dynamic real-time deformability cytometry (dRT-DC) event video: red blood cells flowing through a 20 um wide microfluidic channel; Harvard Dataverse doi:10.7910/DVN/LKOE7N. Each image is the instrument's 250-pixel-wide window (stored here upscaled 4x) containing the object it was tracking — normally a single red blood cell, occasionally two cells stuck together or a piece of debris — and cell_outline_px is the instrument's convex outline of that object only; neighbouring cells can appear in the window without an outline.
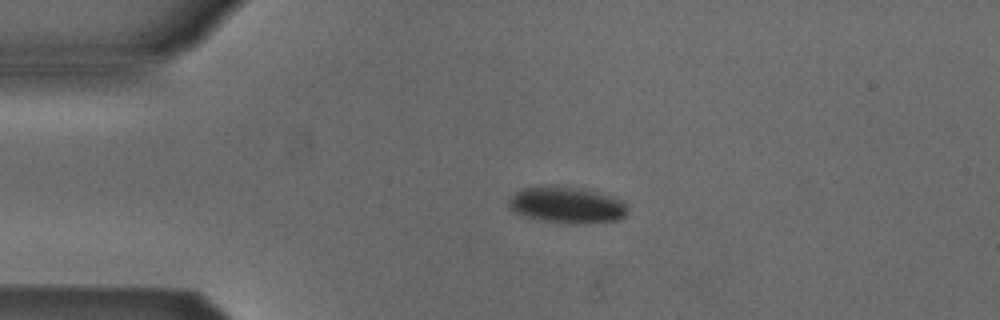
{"species": "Egyptian fruit bat (a non-hibernating species)", "species_latin": "Rousettus aegyptiacus", "temperature_condition": "cold", "stored_images_in_passage": 5, "camera_frame_rate_fps": 3000, "um_per_image_px": 0.085, "animal": {"sex": "male"}, "frame": {"image": 1, "passage_image": 4, "time_ms": 1.0, "image_size_px": [1000, 320], "cell_outline_px": [[628, 212], [620, 220], [536, 220], [520, 216], [512, 212], [508, 208], [508, 200], [520, 188], [580, 188], [612, 196], [624, 200], [628, 204]], "centroid_in_image_um": [48.15, 17.4], "position_along_channel_um": 36.9, "area_um2": 23.93}}